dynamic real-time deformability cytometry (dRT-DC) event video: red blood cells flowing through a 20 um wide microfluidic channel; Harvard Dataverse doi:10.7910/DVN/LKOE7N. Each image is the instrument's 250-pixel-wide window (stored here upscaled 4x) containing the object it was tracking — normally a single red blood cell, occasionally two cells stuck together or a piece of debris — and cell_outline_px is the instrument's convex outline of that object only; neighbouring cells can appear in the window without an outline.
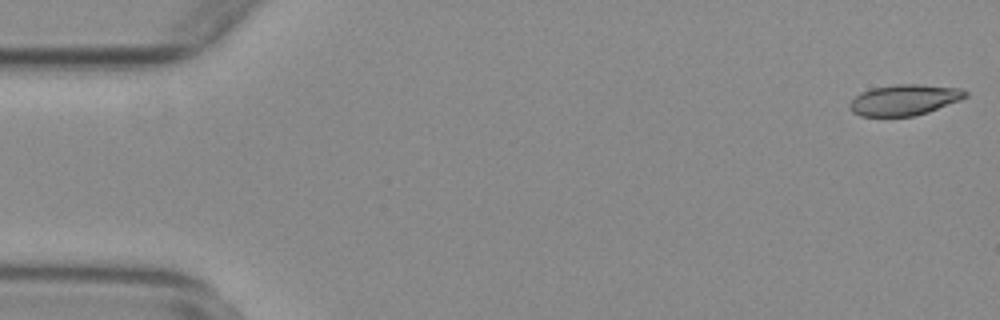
{"species": "common noctule bat (a hibernating species)", "species_latin": "Nyctalus noctula", "temperature_condition": "warm", "stored_images_in_passage": 54, "camera_frame_rate_fps": 3000, "um_per_image_px": 0.085, "animal": {"sex": "female", "body_mass_g": 29.2, "forearm_length_mm": 56.3}, "frame": {"image": 1, "passage_image": 1, "time_ms": 0.0, "image_size_px": [1000, 320], "cell_outline_px": [[968, 96], [960, 100], [928, 112], [912, 116], [860, 116], [852, 112], [848, 104], [860, 92], [872, 88], [896, 84], [920, 84], [960, 88], [968, 92]], "centroid_in_image_um": [76.87, 8.48], "position_along_channel_um": 8.1, "area_um2": 20.81}}
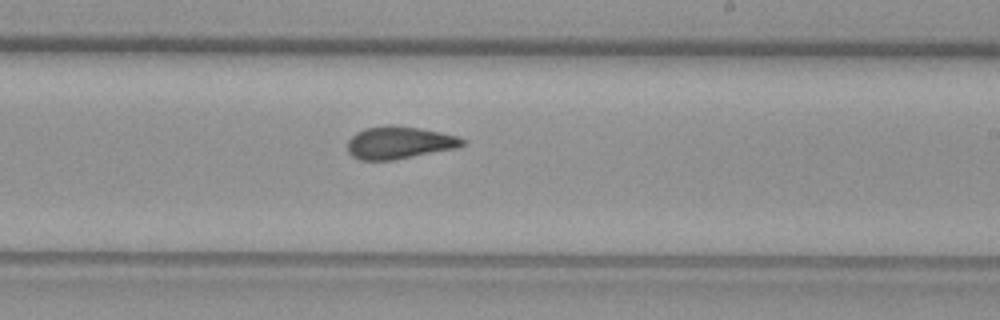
{"frame": {"image": 2, "passage_image": 32, "time_ms": 10.333, "image_size_px": [1000, 320], "cell_outline_px": [[464, 144], [456, 148], [392, 160], [360, 160], [352, 156], [348, 152], [348, 140], [356, 132], [364, 128], [392, 124], [420, 128], [460, 136], [464, 140]], "centroid_in_image_um": [33.92, 12.11], "position_along_channel_um": 255.1, "area_um2": 21.73}}
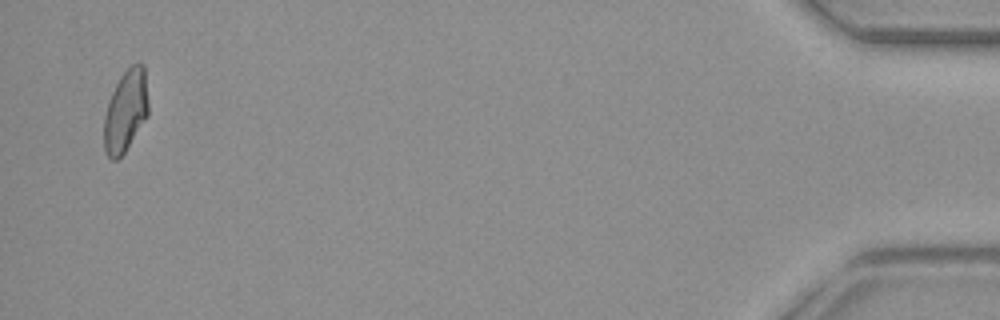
{"frame": {"image": 3, "passage_image": 53, "time_ms": 17.333, "image_size_px": [1000, 320], "cell_outline_px": [[148, 116], [124, 152], [116, 160], [112, 160], [108, 156], [104, 148], [104, 116], [108, 100], [120, 76], [132, 64], [140, 60], [144, 64], [148, 100]], "centroid_in_image_um": [10.69, 9.39], "position_along_channel_um": 424.5, "area_um2": 21.27}, "authors_computed_cell_mechanics": {"area_um2": 21.5883, "velocity_mm_per_s": 3.7664, "shape_relaxation_time_tau1_ms": null, "shape_relaxation_time_tau2_ms": 1.9029, "deformation_change_tau1": null, "deformation_change_tau2": 0.0784}}